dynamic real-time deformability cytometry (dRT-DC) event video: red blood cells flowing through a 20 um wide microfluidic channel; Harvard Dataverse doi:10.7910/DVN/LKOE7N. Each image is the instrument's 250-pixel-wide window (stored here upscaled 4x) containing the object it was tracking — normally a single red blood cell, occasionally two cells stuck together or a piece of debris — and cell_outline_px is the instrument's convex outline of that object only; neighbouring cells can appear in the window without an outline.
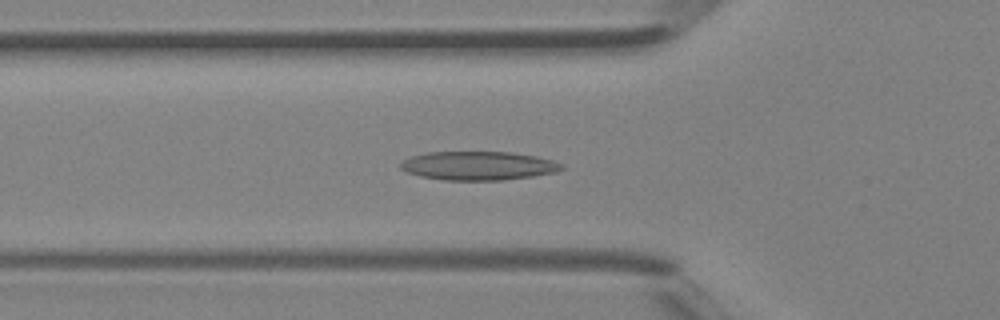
{"species": "Egyptian fruit bat (a non-hibernating species)", "species_latin": "Rousettus aegyptiacus", "temperature_condition": "room temperature", "stored_images_in_passage": 41, "camera_frame_rate_fps": 3000, "um_per_image_px": 0.085, "animal": {"sex": "female"}, "frame": {"image": 1, "passage_image": 15, "time_ms": 4.667, "image_size_px": [1000, 320], "cell_outline_px": [[564, 168], [556, 172], [532, 176], [504, 180], [444, 180], [420, 176], [408, 172], [400, 168], [400, 164], [404, 160], [412, 156], [428, 152], [512, 152], [536, 156], [552, 160], [560, 164]], "centroid_in_image_um": [40.66, 14.09], "position_along_channel_um": 85.1, "area_um2": 26.82}}
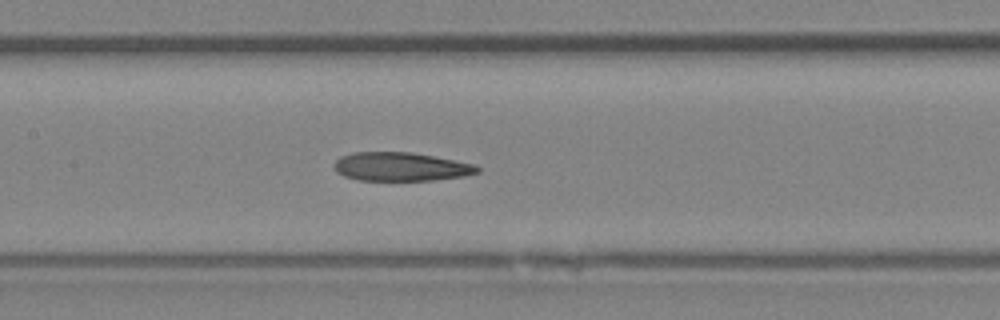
{"frame": {"image": 2, "passage_image": 21, "time_ms": 6.667, "image_size_px": [1000, 320], "cell_outline_px": [[480, 172], [464, 176], [432, 180], [360, 180], [344, 176], [336, 172], [332, 164], [340, 156], [352, 152], [412, 152], [476, 164], [480, 168]], "centroid_in_image_um": [34.06, 14.16], "position_along_channel_um": 173.3, "area_um2": 24.04}}
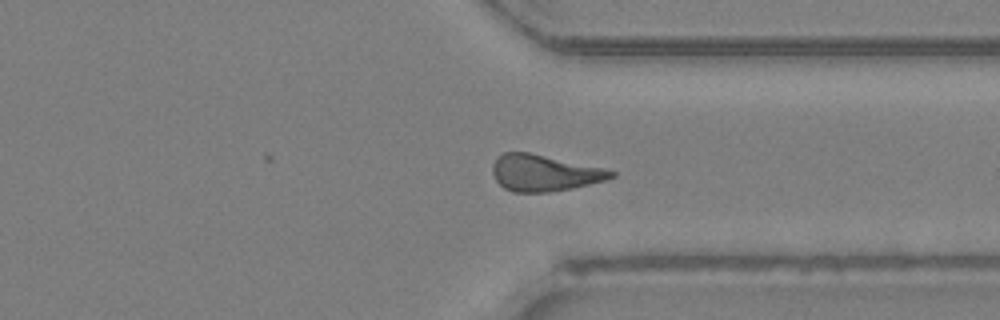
{"frame": {"image": 3, "passage_image": 34, "time_ms": 11.0, "image_size_px": [1000, 320], "cell_outline_px": [[616, 176], [604, 180], [572, 188], [548, 192], [512, 192], [504, 188], [496, 180], [492, 172], [492, 164], [504, 152], [528, 152], [604, 168], [616, 172]], "centroid_in_image_um": [46.25, 14.7], "position_along_channel_um": 365.2, "area_um2": 24.91}, "authors_computed_cell_mechanics": {"area_um2": 24.7962, "velocity_mm_per_s": 4.4099, "shape_relaxation_time_tau1_ms": null, "shape_relaxation_time_tau2_ms": 3.9017, "deformation_change_tau1": null, "deformation_change_tau2": 0.1323}}